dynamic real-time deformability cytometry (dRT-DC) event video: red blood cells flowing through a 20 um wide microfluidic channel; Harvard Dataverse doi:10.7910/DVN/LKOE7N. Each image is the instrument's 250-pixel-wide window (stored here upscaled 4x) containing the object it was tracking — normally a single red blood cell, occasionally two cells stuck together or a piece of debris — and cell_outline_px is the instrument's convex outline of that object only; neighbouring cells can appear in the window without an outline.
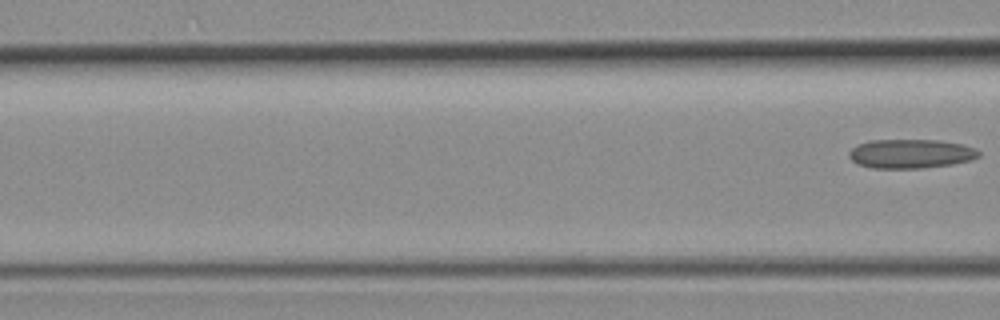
{"species": "common noctule bat (a hibernating species)", "species_latin": "Nyctalus noctula", "temperature_condition": "room temperature", "stored_images_in_passage": 4, "camera_frame_rate_fps": 3000, "um_per_image_px": 0.085, "animal": {"sex": "female", "body_mass_g": 19.3, "forearm_length_mm": 54.1}, "frame": {"image": 1, "passage_image": 4, "time_ms": 4.333, "image_size_px": [1000, 320], "cell_outline_px": [[980, 156], [972, 160], [952, 164], [920, 168], [872, 168], [860, 164], [852, 160], [848, 156], [848, 152], [856, 144], [868, 140], [936, 140], [964, 144], [976, 148], [980, 152]], "centroid_in_image_um": [77.42, 13.06], "position_along_channel_um": 89.2, "area_um2": 22.14}}